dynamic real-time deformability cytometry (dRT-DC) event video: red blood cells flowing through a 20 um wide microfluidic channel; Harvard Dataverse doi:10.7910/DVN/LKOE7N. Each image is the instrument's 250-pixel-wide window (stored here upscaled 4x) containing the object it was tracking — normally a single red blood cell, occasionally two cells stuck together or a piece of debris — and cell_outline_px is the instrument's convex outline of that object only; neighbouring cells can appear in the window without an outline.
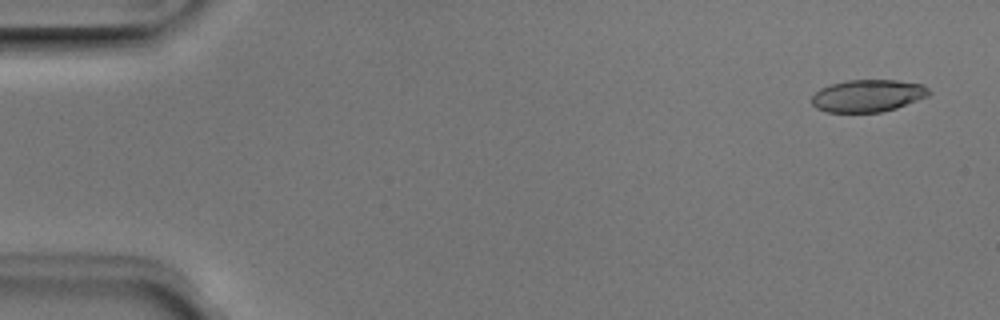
{"species": "Egyptian fruit bat (a non-hibernating species)", "species_latin": "Rousettus aegyptiacus", "temperature_condition": "room temperature", "stored_images_in_passage": 6, "camera_frame_rate_fps": 3000, "um_per_image_px": 0.085, "animal": {"sex": "male"}, "frame": {"image": 1, "passage_image": 1, "time_ms": 0.0, "image_size_px": [1000, 320], "cell_outline_px": [[932, 92], [928, 96], [896, 108], [880, 112], [828, 112], [816, 108], [812, 104], [812, 96], [820, 88], [832, 84], [848, 80], [896, 80], [920, 84], [928, 88]], "centroid_in_image_um": [73.76, 8.14], "position_along_channel_um": 11.2, "area_um2": 21.91}}
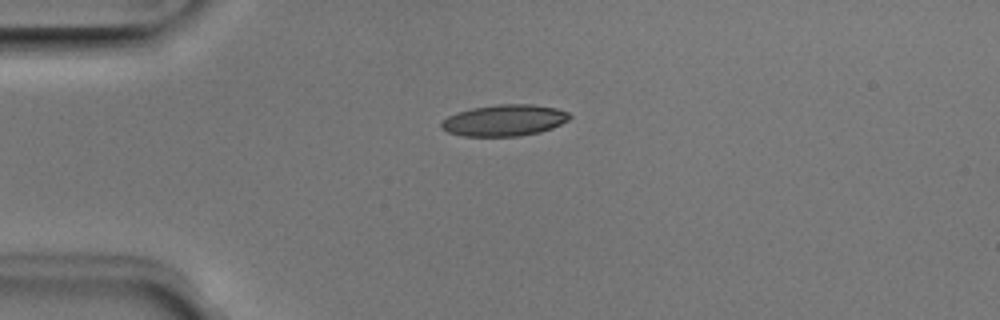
{"frame": {"image": 2, "passage_image": 4, "time_ms": 1.0, "image_size_px": [1000, 320], "cell_outline_px": [[572, 116], [568, 120], [552, 128], [540, 132], [520, 136], [464, 136], [448, 132], [440, 128], [440, 124], [448, 116], [456, 112], [472, 108], [496, 104], [532, 104], [556, 108], [568, 112]], "centroid_in_image_um": [42.87, 10.22], "position_along_channel_um": 42.1, "area_um2": 23.52}}